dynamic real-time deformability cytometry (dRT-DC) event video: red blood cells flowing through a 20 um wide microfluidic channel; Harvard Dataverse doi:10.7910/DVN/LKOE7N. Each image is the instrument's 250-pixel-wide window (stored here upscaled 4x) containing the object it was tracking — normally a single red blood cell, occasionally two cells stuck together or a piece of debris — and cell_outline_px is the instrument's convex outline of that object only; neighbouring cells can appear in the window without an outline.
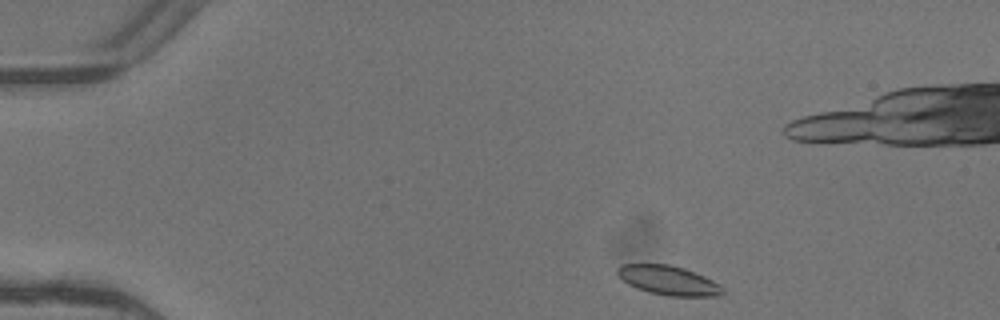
{"species": "common noctule bat (a hibernating species)", "species_latin": "Nyctalus noctula", "temperature_condition": "warm", "stored_images_in_passage": 2, "camera_frame_rate_fps": 3000, "um_per_image_px": 0.085, "animal": {"sex": "female"}, "frame": {"image": 1, "passage_image": 1, "time_ms": 0.0, "image_size_px": [1000, 320], "cell_outline_px": [[724, 296], [668, 296], [648, 292], [636, 288], [628, 284], [616, 272], [616, 268], [620, 264], [668, 264], [684, 268], [704, 276], [720, 284], [724, 288]], "centroid_in_image_um": [56.84, 23.84], "position_along_channel_um": 28.2, "area_um2": 18.09}}